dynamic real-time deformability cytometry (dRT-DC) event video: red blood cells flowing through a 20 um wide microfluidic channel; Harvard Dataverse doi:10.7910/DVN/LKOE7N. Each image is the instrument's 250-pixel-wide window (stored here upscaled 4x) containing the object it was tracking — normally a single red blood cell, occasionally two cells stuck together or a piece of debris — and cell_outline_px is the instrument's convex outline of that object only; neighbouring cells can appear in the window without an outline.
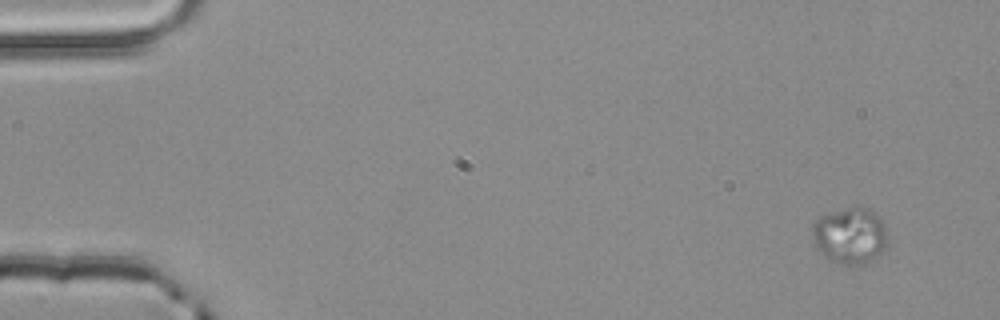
{"species": "common noctule bat (a hibernating species)", "species_latin": "Nyctalus noctula", "temperature_condition": "room temperature", "stored_images_in_passage": 4, "camera_frame_rate_fps": 3000, "um_per_image_px": 0.085, "animal": {"sex": "male", "body_mass_g": 20.4}, "frame": {"image": 1, "passage_image": 1, "time_ms": 0.0, "image_size_px": [1000, 320], "cell_outline_px": [[888, 248], [876, 260], [864, 264], [836, 264], [824, 256], [816, 244], [812, 236], [812, 224], [820, 216], [856, 204], [868, 208], [876, 212], [880, 216], [884, 224], [888, 240]], "centroid_in_image_um": [72.32, 20.02], "position_along_channel_um": 12.7, "area_um2": 25.49}}
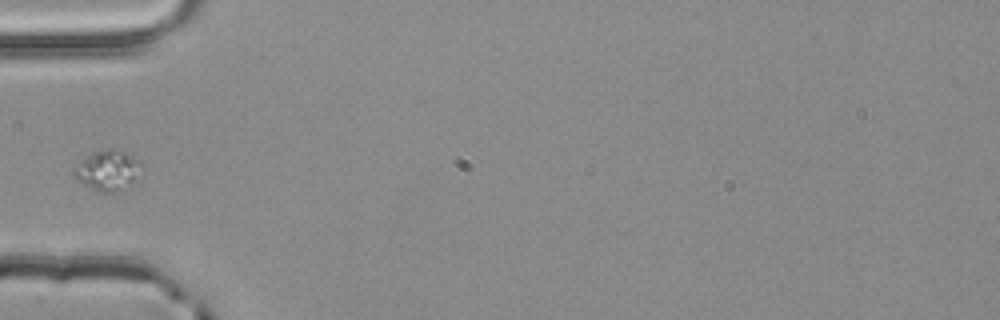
{"frame": {"image": 2, "passage_image": 4, "time_ms": 1.0, "image_size_px": [1000, 320], "cell_outline_px": [[144, 172], [116, 192], [100, 192], [76, 180], [72, 172], [72, 168], [92, 152], [108, 148], [116, 148], [124, 152], [144, 164]], "centroid_in_image_um": [9.16, 14.45], "position_along_channel_um": 75.8, "area_um2": 15.84}}